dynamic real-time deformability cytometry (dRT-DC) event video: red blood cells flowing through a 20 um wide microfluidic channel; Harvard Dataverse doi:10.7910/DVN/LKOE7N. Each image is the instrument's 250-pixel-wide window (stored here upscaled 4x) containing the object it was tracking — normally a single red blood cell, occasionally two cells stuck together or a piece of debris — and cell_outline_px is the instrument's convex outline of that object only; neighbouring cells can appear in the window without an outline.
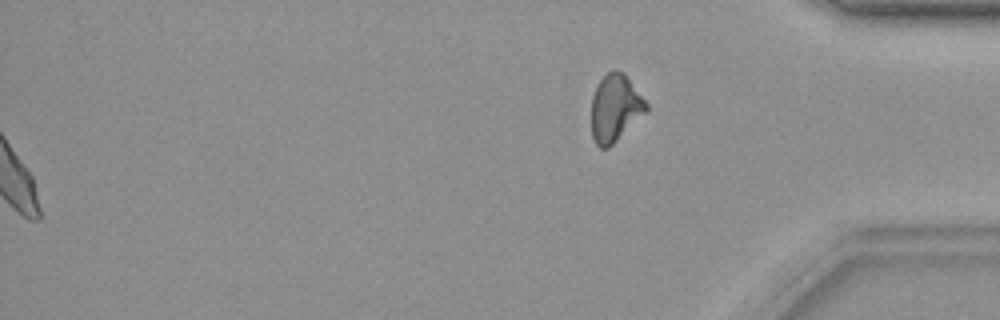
{"species": "common noctule bat (a hibernating species)", "species_latin": "Nyctalus noctula", "temperature_condition": "warm", "stored_images_in_passage": 44, "segment_of_instrument_passage": [2, 2], "camera_frame_rate_fps": 3000, "um_per_image_px": 0.085, "animal": {"sex": "female", "body_mass_g": 19.9}, "frame": {"image": 1, "passage_image": 44, "time_ms": 14.333, "image_size_px": [1000, 320], "cell_outline_px": [[648, 108], [608, 148], [600, 148], [596, 144], [592, 136], [592, 96], [600, 80], [612, 68], [616, 68], [624, 72], [648, 104]], "centroid_in_image_um": [52.27, 9.14], "position_along_channel_um": 382.9, "area_um2": 21.04}}